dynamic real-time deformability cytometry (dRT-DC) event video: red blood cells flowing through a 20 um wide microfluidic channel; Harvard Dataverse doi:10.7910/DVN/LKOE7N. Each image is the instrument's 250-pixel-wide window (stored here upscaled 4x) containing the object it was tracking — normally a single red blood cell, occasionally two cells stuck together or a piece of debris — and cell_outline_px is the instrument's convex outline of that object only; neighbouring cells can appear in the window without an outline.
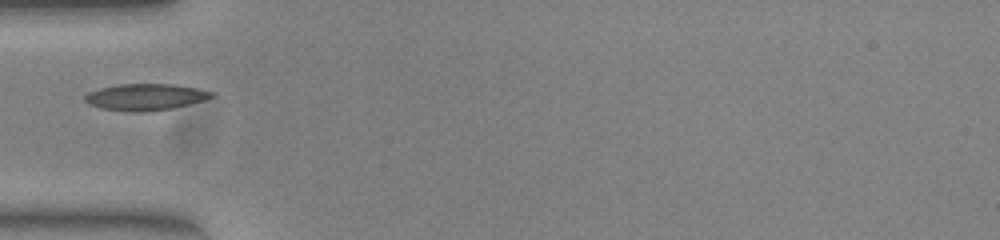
{"species": "common noctule bat (a hibernating species)", "species_latin": "Nyctalus noctula", "temperature_condition": "warm", "stored_images_in_passage": 35, "camera_frame_rate_fps": 3000, "um_per_image_px": 0.085, "animal": {"sex": "female", "body_mass_g": 23.0, "forearm_length_mm": 53.4}, "frame": {"image": 1, "passage_image": 1, "time_ms": 0.0, "image_size_px": [1000, 240], "cell_outline_px": [[216, 96], [204, 100], [172, 108], [144, 112], [132, 112], [100, 108], [88, 104], [84, 100], [84, 96], [88, 92], [100, 88], [120, 84], [172, 84], [196, 88], [212, 92]], "centroid_in_image_um": [12.33, 8.25], "position_along_channel_um": 72.7, "area_um2": 19.54}}
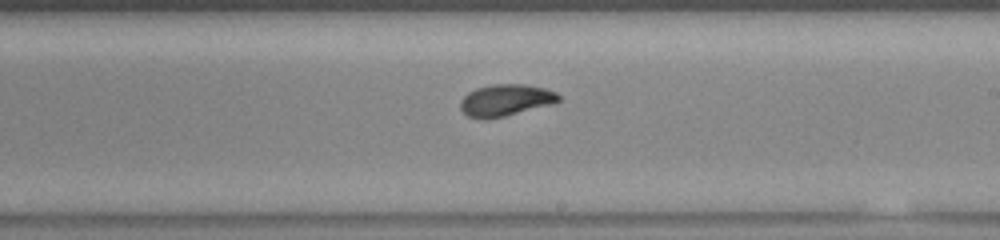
{"frame": {"image": 2, "passage_image": 14, "time_ms": 4.333, "image_size_px": [1000, 240], "cell_outline_px": [[560, 100], [552, 104], [504, 116], [484, 120], [468, 116], [460, 108], [460, 100], [468, 92], [476, 88], [492, 84], [524, 84], [544, 88], [556, 92], [560, 96]], "centroid_in_image_um": [42.96, 8.51], "position_along_channel_um": 246.0, "area_um2": 18.15}}
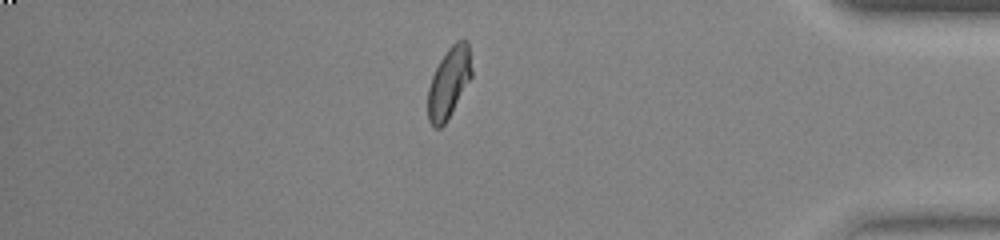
{"frame": {"image": 3, "passage_image": 28, "time_ms": 9.0, "image_size_px": [1000, 240], "cell_outline_px": [[472, 76], [444, 124], [440, 128], [432, 128], [428, 120], [428, 88], [432, 76], [440, 60], [448, 48], [456, 40], [468, 40], [472, 68]], "centroid_in_image_um": [38.15, 7.0], "position_along_channel_um": 397.0, "area_um2": 17.86}}